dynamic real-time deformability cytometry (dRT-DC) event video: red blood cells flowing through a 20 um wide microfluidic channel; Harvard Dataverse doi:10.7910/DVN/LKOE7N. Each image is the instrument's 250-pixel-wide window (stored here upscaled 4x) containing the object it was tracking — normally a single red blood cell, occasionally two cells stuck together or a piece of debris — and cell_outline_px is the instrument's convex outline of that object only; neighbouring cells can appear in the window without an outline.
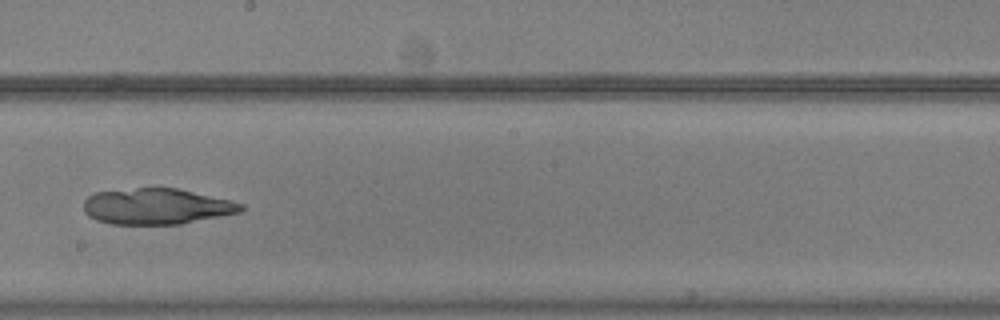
{"species": "common noctule bat (a hibernating species)", "species_latin": "Nyctalus noctula", "temperature_condition": "warm", "stored_images_in_passage": 55, "camera_frame_rate_fps": 3000, "um_per_image_px": 0.085, "animal": {"sex": "male", "body_mass_g": 20.5, "forearm_length_mm": 52.5}, "frame": {"image": 1, "passage_image": 32, "time_ms": 10.333, "image_size_px": [1000, 320], "cell_outline_px": [[244, 208], [240, 212], [180, 224], [112, 224], [96, 220], [88, 216], [84, 212], [84, 200], [88, 196], [96, 192], [136, 188], [176, 188], [228, 200], [244, 204]], "centroid_in_image_um": [13.27, 17.55], "position_along_channel_um": 234.9, "area_um2": 32.66}}
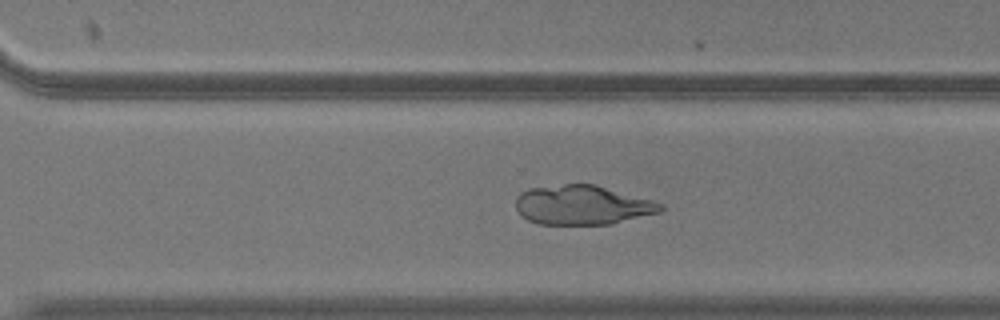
{"frame": {"image": 2, "passage_image": 39, "time_ms": 12.667, "image_size_px": [1000, 320], "cell_outline_px": [[664, 208], [660, 212], [612, 224], [540, 224], [528, 220], [516, 208], [516, 196], [520, 192], [528, 188], [564, 184], [596, 184], [664, 204]], "centroid_in_image_um": [49.5, 17.42], "position_along_channel_um": 321.1, "area_um2": 33.18}}